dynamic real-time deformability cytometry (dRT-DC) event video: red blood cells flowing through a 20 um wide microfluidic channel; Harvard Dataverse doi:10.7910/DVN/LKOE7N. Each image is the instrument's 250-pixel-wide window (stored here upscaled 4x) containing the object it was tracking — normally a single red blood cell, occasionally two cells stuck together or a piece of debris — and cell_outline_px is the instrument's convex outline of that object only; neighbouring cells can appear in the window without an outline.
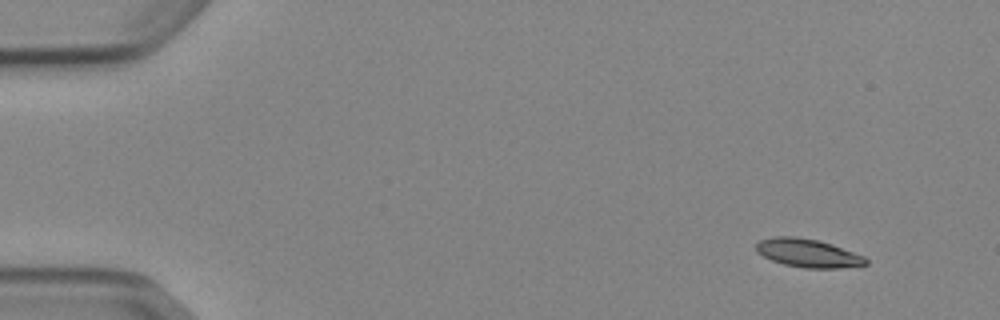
{"species": "Egyptian fruit bat (a non-hibernating species)", "species_latin": "Rousettus aegyptiacus", "temperature_condition": "cold", "stored_images_in_passage": 49, "camera_frame_rate_fps": 3000, "um_per_image_px": 0.085, "animal": {"sex": "female"}, "frame": {"image": 1, "passage_image": 1, "time_ms": 0.0, "image_size_px": [1000, 320], "cell_outline_px": [[868, 264], [840, 268], [804, 268], [784, 264], [772, 260], [756, 252], [756, 244], [760, 240], [772, 236], [796, 236], [816, 240], [832, 244], [864, 256], [868, 260]], "centroid_in_image_um": [68.66, 21.51], "position_along_channel_um": 16.3, "area_um2": 18.09}}
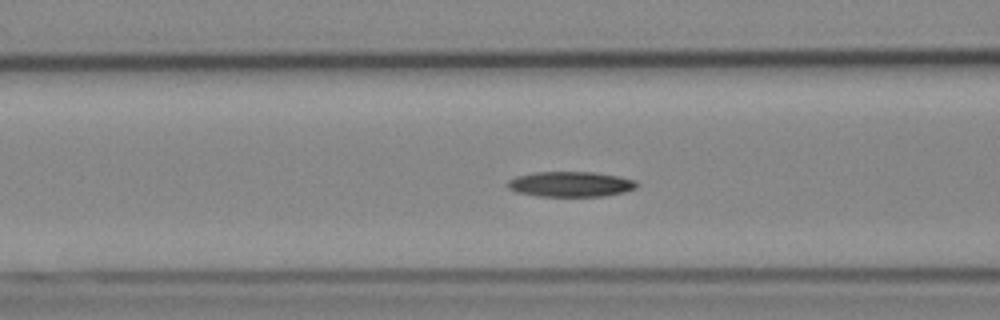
{"frame": {"image": 2, "passage_image": 18, "time_ms": 5.667, "image_size_px": [1000, 320], "cell_outline_px": [[636, 188], [624, 192], [604, 196], [536, 196], [516, 192], [508, 188], [504, 184], [508, 180], [516, 176], [532, 172], [592, 172], [620, 176], [636, 180]], "centroid_in_image_um": [48.45, 15.65], "position_along_channel_um": 118.1, "area_um2": 19.19}}
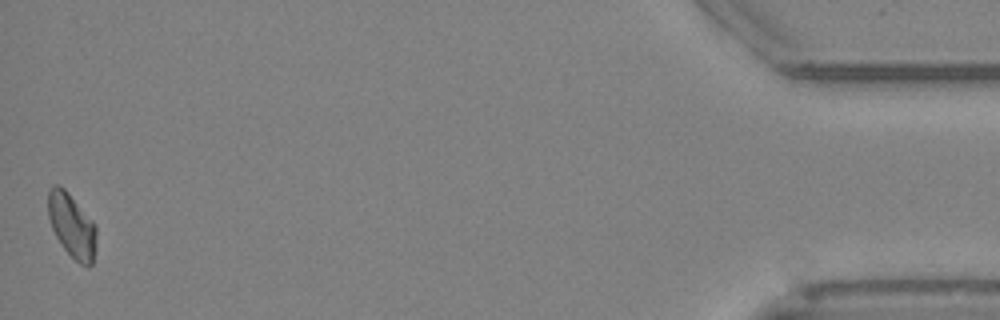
{"frame": {"image": 3, "passage_image": 49, "time_ms": 16.0, "image_size_px": [1000, 320], "cell_outline_px": [[96, 248], [92, 264], [88, 268], [80, 264], [64, 248], [56, 236], [52, 228], [48, 216], [48, 192], [52, 184], [60, 184], [68, 192], [92, 220], [96, 228]], "centroid_in_image_um": [6.11, 19.16], "position_along_channel_um": 429.1, "area_um2": 18.03}, "authors_computed_cell_mechanics": {"area_um2": 18.1492, "velocity_mm_per_s": 3.8617, "shape_relaxation_time_tau1_ms": 5.0195, "shape_relaxation_time_tau2_ms": null, "deformation_change_tau1": 0.1249, "deformation_change_tau2": null}}